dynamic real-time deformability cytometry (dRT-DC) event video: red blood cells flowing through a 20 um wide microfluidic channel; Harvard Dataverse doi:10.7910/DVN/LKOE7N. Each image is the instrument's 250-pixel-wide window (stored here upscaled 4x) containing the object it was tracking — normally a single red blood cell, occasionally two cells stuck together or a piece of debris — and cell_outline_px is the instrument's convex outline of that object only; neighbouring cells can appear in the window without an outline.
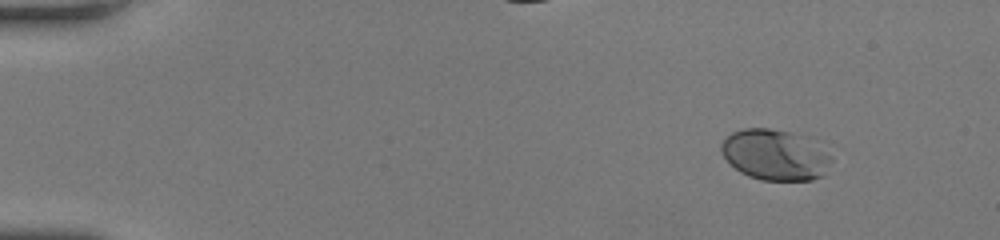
{"species": "human", "species_latin": "Homo sapiens", "temperature_condition": "room temperature", "stored_images_in_passage": 46, "camera_frame_rate_fps": 3000, "um_per_image_px": 0.085, "donor": {"sex": "female"}, "frame": {"image": 1, "passage_image": 1, "time_ms": 0.0, "image_size_px": [1000, 240], "cell_outline_px": [[832, 160], [824, 176], [812, 180], [760, 180], [748, 176], [740, 172], [720, 152], [720, 144], [732, 132], [744, 128], [768, 128], [788, 132], [800, 136], [832, 156]], "centroid_in_image_um": [65.85, 13.19], "position_along_channel_um": 19.2, "area_um2": 32.08}}
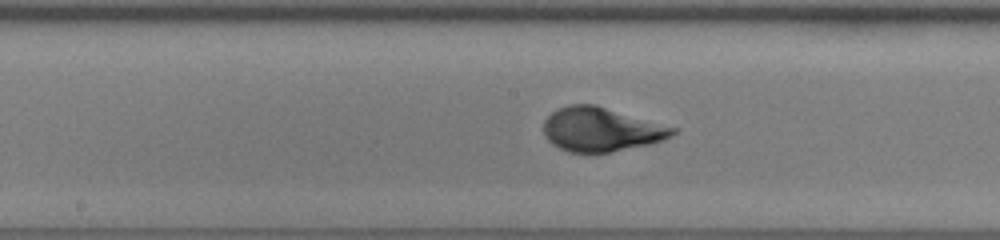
{"frame": {"image": 2, "passage_image": 23, "time_ms": 7.333, "image_size_px": [1000, 240], "cell_outline_px": [[680, 128], [672, 136], [664, 140], [648, 144], [612, 152], [568, 152], [552, 144], [544, 136], [544, 120], [556, 108], [568, 104], [596, 104]], "centroid_in_image_um": [51.12, 10.98], "position_along_channel_um": 197.1, "area_um2": 33.52}}
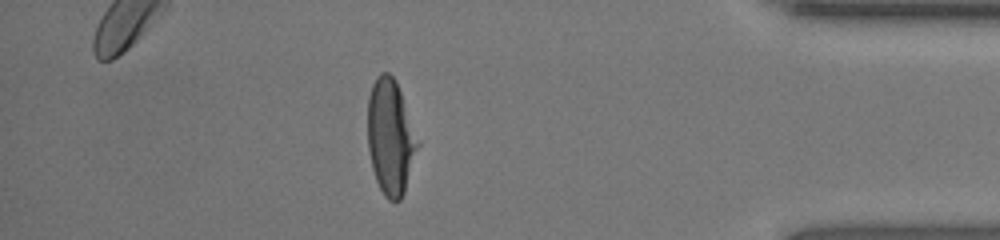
{"frame": {"image": 3, "passage_image": 40, "time_ms": 13.0, "image_size_px": [1000, 240], "cell_outline_px": [[420, 144], [404, 192], [400, 200], [396, 204], [388, 200], [384, 196], [376, 180], [372, 168], [368, 148], [368, 96], [372, 84], [376, 76], [380, 72], [388, 72], [396, 80]], "centroid_in_image_um": [33.19, 11.66], "position_along_channel_um": 402.0, "area_um2": 33.76}}